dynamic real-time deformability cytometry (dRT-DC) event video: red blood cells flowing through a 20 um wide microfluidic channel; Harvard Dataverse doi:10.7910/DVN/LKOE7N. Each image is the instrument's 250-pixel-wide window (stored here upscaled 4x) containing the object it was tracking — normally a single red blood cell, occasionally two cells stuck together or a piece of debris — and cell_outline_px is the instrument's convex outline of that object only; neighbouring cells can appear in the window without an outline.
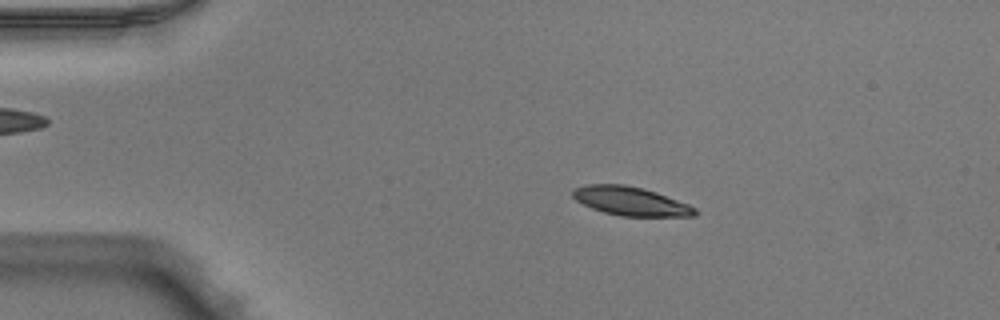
{"species": "Egyptian fruit bat (a non-hibernating species)", "species_latin": "Rousettus aegyptiacus", "temperature_condition": "warm", "stored_images_in_passage": 50, "camera_frame_rate_fps": 3000, "um_per_image_px": 0.085, "animal": {"sex": "male"}, "frame": {"image": 1, "passage_image": 9, "time_ms": 2.667, "image_size_px": [1000, 320], "cell_outline_px": [[696, 216], [620, 216], [604, 212], [592, 208], [576, 200], [572, 196], [572, 188], [588, 184], [624, 184], [644, 188], [656, 192], [688, 204], [696, 208]], "centroid_in_image_um": [53.58, 17.09], "position_along_channel_um": 31.4, "area_um2": 20.46}}
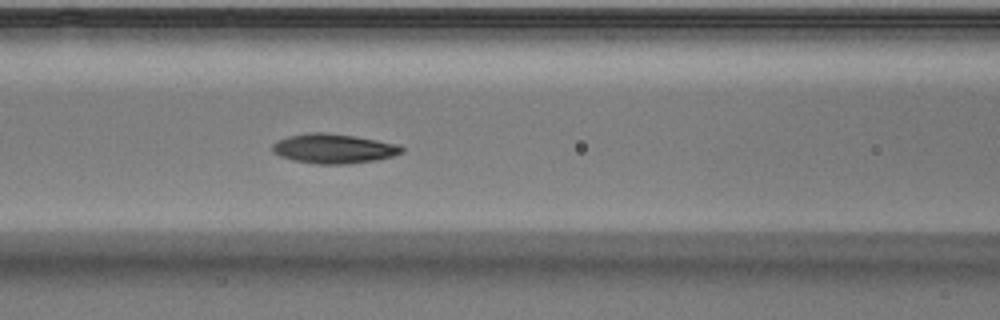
{"frame": {"image": 2, "passage_image": 21, "time_ms": 6.667, "image_size_px": [1000, 320], "cell_outline_px": [[404, 152], [392, 156], [376, 160], [348, 164], [316, 164], [296, 160], [280, 156], [272, 152], [272, 144], [276, 140], [288, 136], [308, 132], [324, 132], [356, 136], [400, 144], [404, 148]], "centroid_in_image_um": [28.37, 12.62], "position_along_channel_um": 138.2, "area_um2": 22.48}}
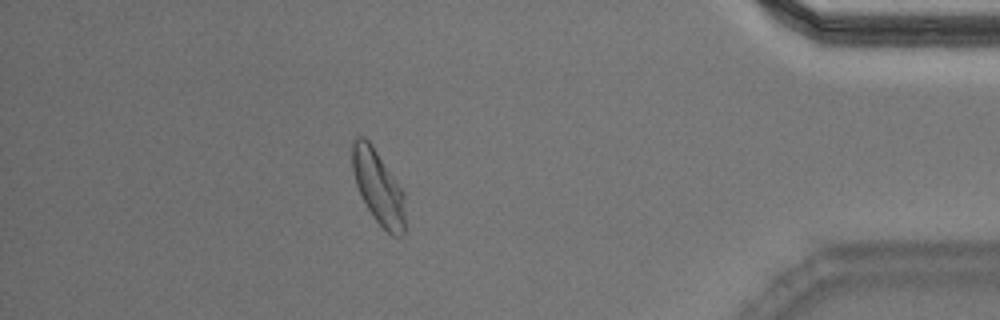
{"frame": {"image": 3, "passage_image": 44, "time_ms": 14.333, "image_size_px": [1000, 320], "cell_outline_px": [[404, 232], [400, 236], [392, 236], [372, 216], [356, 184], [352, 168], [352, 140], [356, 136], [364, 136], [372, 144], [404, 192]], "centroid_in_image_um": [32.14, 15.87], "position_along_channel_um": 403.1, "area_um2": 22.48}, "authors_computed_cell_mechanics": {"area_um2": 21.7328, "velocity_mm_per_s": 3.9857, "shape_relaxation_time_tau1_ms": 2.8644, "shape_relaxation_time_tau2_ms": 1.3063, "deformation_change_tau1": 0.1245, "deformation_change_tau2": 0.0593}}